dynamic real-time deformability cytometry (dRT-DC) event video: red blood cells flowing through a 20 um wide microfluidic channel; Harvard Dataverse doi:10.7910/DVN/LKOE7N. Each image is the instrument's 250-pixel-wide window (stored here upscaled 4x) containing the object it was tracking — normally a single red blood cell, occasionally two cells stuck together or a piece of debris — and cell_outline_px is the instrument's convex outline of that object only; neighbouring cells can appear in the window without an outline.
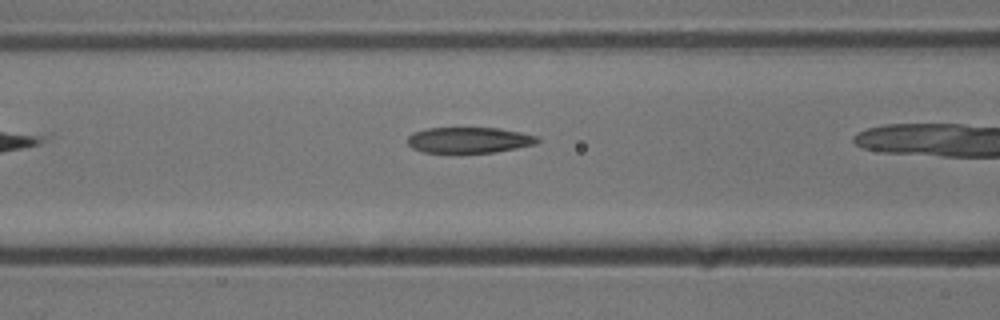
{"species": "common noctule bat (a hibernating species)", "species_latin": "Nyctalus noctula", "temperature_condition": "cold", "stored_images_in_passage": 19, "camera_frame_rate_fps": 3000, "um_per_image_px": 0.085, "animal": {"sex": "male", "body_mass_g": 13.3}, "frame": {"image": 1, "passage_image": 6, "time_ms": 1.667, "image_size_px": [1000, 320], "cell_outline_px": [[540, 140], [536, 144], [496, 152], [456, 156], [424, 152], [412, 148], [408, 144], [408, 136], [416, 132], [428, 128], [500, 128], [520, 132], [536, 136]], "centroid_in_image_um": [39.85, 11.96], "position_along_channel_um": 126.8, "area_um2": 20.35}}
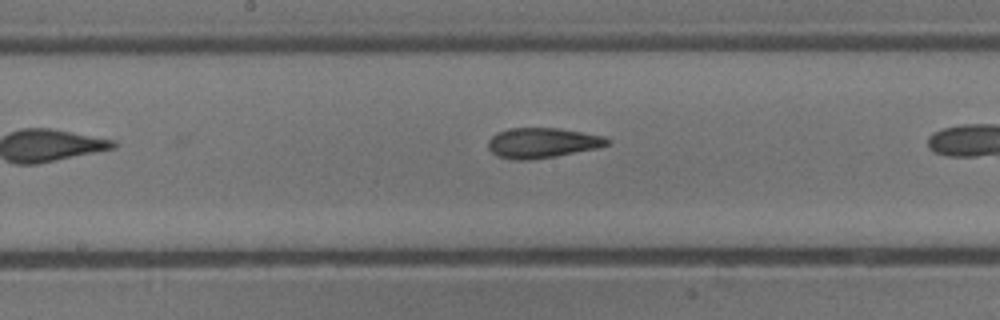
{"frame": {"image": 2, "passage_image": 12, "time_ms": 3.667, "image_size_px": [1000, 320], "cell_outline_px": [[612, 140], [608, 144], [596, 148], [556, 156], [528, 160], [516, 160], [496, 156], [488, 148], [488, 140], [496, 132], [512, 128], [560, 128], [604, 136]], "centroid_in_image_um": [46.08, 12.14], "position_along_channel_um": 202.1, "area_um2": 20.92}}